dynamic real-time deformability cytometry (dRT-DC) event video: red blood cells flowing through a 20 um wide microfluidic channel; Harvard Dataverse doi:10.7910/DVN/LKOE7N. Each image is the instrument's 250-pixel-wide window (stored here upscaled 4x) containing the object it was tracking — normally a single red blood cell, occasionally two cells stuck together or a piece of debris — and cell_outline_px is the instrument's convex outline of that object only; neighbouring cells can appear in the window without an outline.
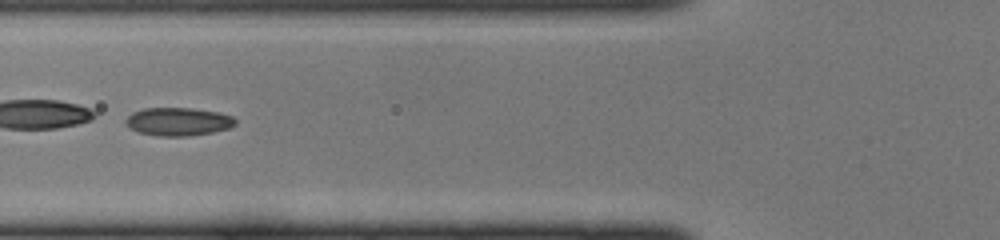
{"species": "common noctule bat (a hibernating species)", "species_latin": "Nyctalus noctula", "temperature_condition": "cold", "stored_images_in_passage": 30, "camera_frame_rate_fps": 3000, "um_per_image_px": 0.085, "animal": {"sex": "female", "body_mass_g": 22.0, "forearm_length_mm": 56.7}, "frame": {"image": 1, "passage_image": 5, "time_ms": 1.333, "image_size_px": [1000, 240], "cell_outline_px": [[236, 124], [228, 128], [212, 132], [188, 136], [160, 136], [136, 132], [128, 128], [124, 124], [124, 120], [132, 112], [144, 108], [192, 108], [216, 112], [232, 116], [236, 120]], "centroid_in_image_um": [15.08, 10.34], "position_along_channel_um": 110.7, "area_um2": 18.09}}